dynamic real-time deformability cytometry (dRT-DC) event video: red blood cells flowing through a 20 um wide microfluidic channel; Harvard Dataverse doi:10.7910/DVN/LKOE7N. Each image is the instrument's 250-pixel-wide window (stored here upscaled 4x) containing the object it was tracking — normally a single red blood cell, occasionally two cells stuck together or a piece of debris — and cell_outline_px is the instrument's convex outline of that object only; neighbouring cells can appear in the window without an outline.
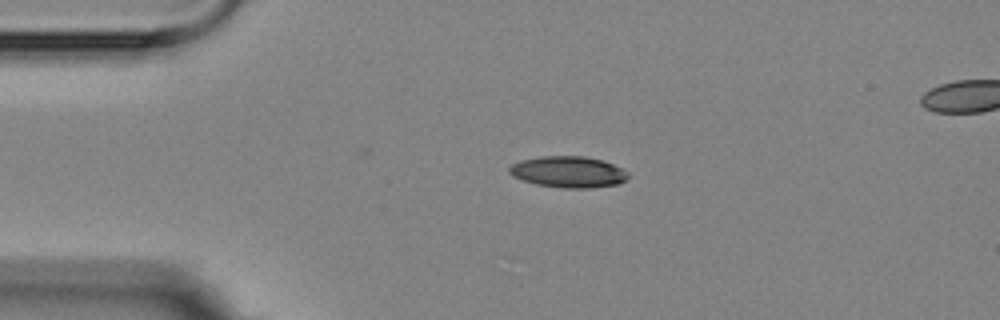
{"species": "Egyptian fruit bat (a non-hibernating species)", "species_latin": "Rousettus aegyptiacus", "temperature_condition": "room temperature", "stored_images_in_passage": 3, "segment_of_instrument_passage": [1, 2], "camera_frame_rate_fps": 3000, "um_per_image_px": 0.085, "animal": {"sex": "female"}, "frame": {"image": 1, "passage_image": 1, "time_ms": 0.0, "image_size_px": [1000, 320], "cell_outline_px": [[628, 180], [616, 184], [592, 188], [560, 188], [536, 184], [512, 176], [508, 172], [508, 168], [512, 164], [520, 160], [540, 156], [584, 156], [604, 160], [628, 172]], "centroid_in_image_um": [48.3, 14.61], "position_along_channel_um": 36.7, "area_um2": 21.79}}